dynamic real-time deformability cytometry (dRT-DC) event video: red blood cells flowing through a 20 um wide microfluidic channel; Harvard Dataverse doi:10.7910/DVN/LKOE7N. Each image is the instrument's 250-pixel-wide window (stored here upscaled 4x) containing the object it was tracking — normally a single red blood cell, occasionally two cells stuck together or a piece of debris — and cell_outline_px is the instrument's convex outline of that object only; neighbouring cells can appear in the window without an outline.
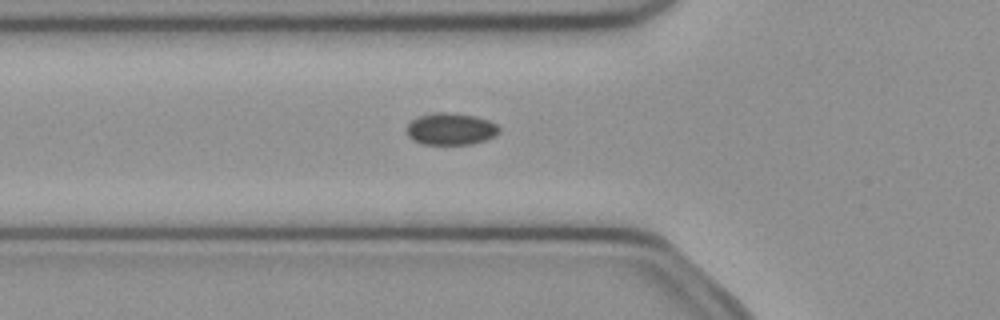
{"species": "common noctule bat (a hibernating species)", "species_latin": "Nyctalus noctula", "temperature_condition": "cold", "stored_images_in_passage": 51, "camera_frame_rate_fps": 3000, "um_per_image_px": 0.085, "animal": {"sex": "female", "body_mass_g": 21.9}, "frame": {"image": 1, "passage_image": 18, "time_ms": 5.667, "image_size_px": [1000, 320], "cell_outline_px": [[500, 132], [496, 136], [472, 144], [424, 144], [412, 140], [408, 136], [404, 128], [412, 120], [420, 116], [436, 112], [452, 112], [476, 116], [488, 120], [496, 124], [500, 128]], "centroid_in_image_um": [38.31, 10.96], "position_along_channel_um": 87.5, "area_um2": 17.4}}
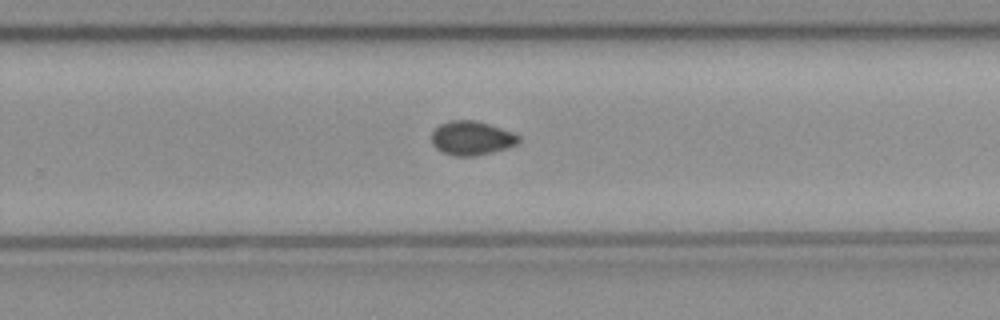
{"frame": {"image": 2, "passage_image": 33, "time_ms": 10.667, "image_size_px": [1000, 320], "cell_outline_px": [[520, 144], [508, 148], [476, 156], [456, 156], [444, 152], [436, 148], [432, 144], [432, 132], [440, 124], [448, 120], [476, 120], [512, 132], [520, 136]], "centroid_in_image_um": [40.11, 11.74], "position_along_channel_um": 289.7, "area_um2": 17.34}}
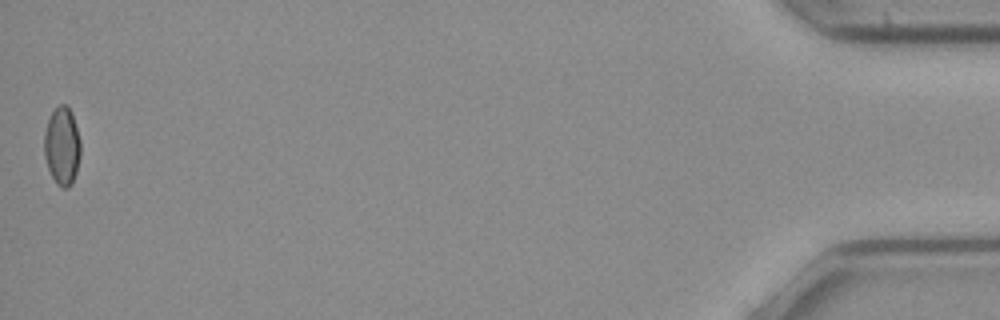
{"frame": {"image": 3, "passage_image": 51, "time_ms": 16.667, "image_size_px": [1000, 320], "cell_outline_px": [[80, 156], [76, 172], [72, 184], [68, 188], [60, 188], [56, 184], [48, 168], [44, 156], [44, 132], [48, 120], [52, 112], [60, 104], [68, 104], [72, 112], [80, 140]], "centroid_in_image_um": [5.27, 12.42], "position_along_channel_um": 429.9, "area_um2": 16.7}, "authors_computed_cell_mechanics": {"area_um2": 17.051, "velocity_mm_per_s": 4.0285, "shape_relaxation_time_tau1_ms": null, "shape_relaxation_time_tau2_ms": 10.7851, "deformation_change_tau1": null, "deformation_change_tau2": 0.0755}}